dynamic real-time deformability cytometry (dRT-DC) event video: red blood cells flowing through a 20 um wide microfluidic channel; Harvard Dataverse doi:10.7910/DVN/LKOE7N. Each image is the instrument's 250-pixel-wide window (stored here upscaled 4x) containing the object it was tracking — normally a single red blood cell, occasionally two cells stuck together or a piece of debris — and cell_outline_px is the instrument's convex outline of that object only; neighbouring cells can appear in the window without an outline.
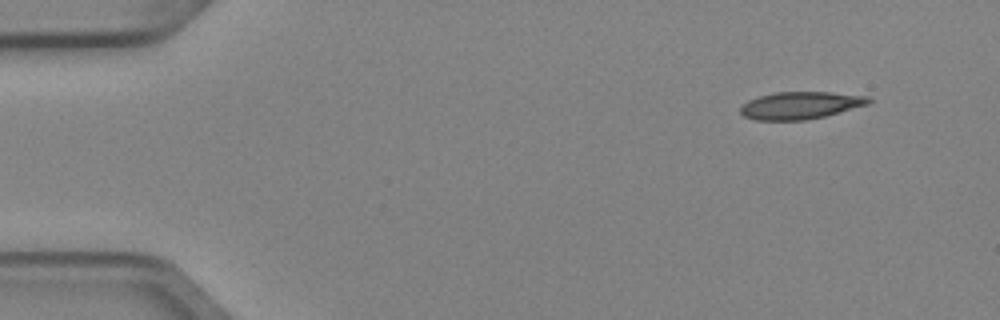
{"species": "Egyptian fruit bat (a non-hibernating species)", "species_latin": "Rousettus aegyptiacus", "temperature_condition": "cold", "stored_images_in_passage": 5, "camera_frame_rate_fps": 3000, "um_per_image_px": 0.085, "animal": {"sex": "female"}, "frame": {"image": 1, "passage_image": 1, "time_ms": 0.0, "image_size_px": [1000, 320], "cell_outline_px": [[872, 100], [868, 104], [824, 116], [808, 120], [756, 120], [744, 116], [740, 112], [740, 108], [748, 100], [760, 96], [776, 92], [828, 92], [868, 96]], "centroid_in_image_um": [68.03, 8.95], "position_along_channel_um": 17.0, "area_um2": 20.23}}
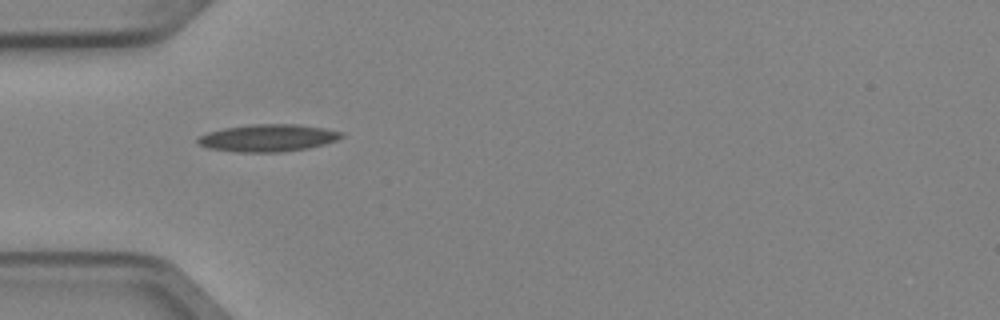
{"frame": {"image": 2, "passage_image": 4, "time_ms": 1.0, "image_size_px": [1000, 320], "cell_outline_px": [[344, 136], [336, 140], [324, 144], [308, 148], [280, 152], [236, 152], [208, 148], [196, 144], [196, 140], [200, 136], [208, 132], [224, 128], [252, 124], [296, 124], [324, 128], [344, 132]], "centroid_in_image_um": [22.76, 11.72], "position_along_channel_um": 62.2, "area_um2": 22.89}}
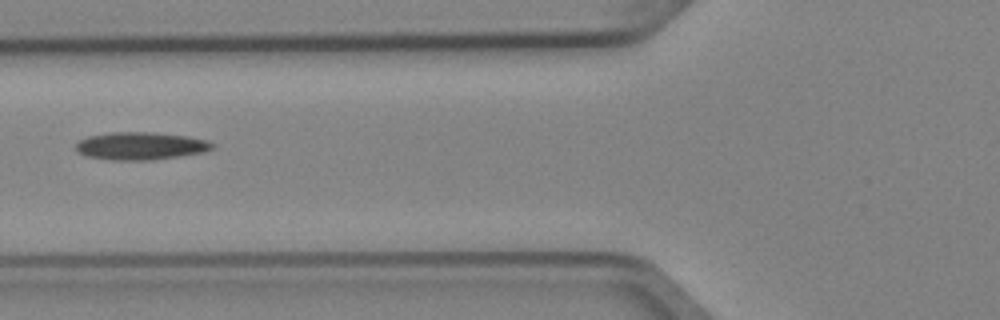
{"frame": {"image": 3, "passage_image": 5, "time_ms": 1.333, "image_size_px": [1000, 320], "cell_outline_px": [[216, 144], [212, 148], [204, 152], [148, 160], [112, 160], [84, 156], [76, 152], [76, 144], [80, 140], [88, 136], [112, 132], [152, 132], [188, 136], [208, 140]], "centroid_in_image_um": [11.93, 12.4], "position_along_channel_um": 113.9, "area_um2": 22.02}}